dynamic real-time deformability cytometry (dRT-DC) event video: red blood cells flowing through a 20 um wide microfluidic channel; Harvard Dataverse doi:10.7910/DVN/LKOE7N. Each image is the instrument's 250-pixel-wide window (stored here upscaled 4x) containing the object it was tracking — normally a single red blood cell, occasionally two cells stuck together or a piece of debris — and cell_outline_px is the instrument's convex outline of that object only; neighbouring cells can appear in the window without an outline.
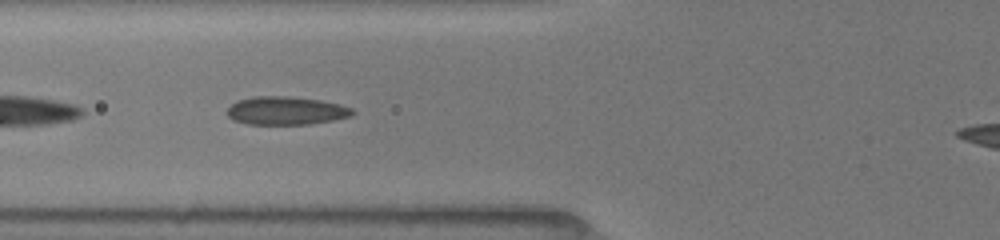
{"species": "common noctule bat (a hibernating species)", "species_latin": "Nyctalus noctula", "temperature_condition": "room temperature", "stored_images_in_passage": 11, "camera_frame_rate_fps": 3000, "um_per_image_px": 0.085, "animal": {"sex": "female", "body_mass_g": 19.5, "forearm_length_mm": 54.1}, "frame": {"image": 1, "passage_image": 4, "time_ms": 2.667, "image_size_px": [1000, 240], "cell_outline_px": [[356, 112], [352, 116], [332, 120], [308, 124], [248, 124], [232, 120], [224, 112], [236, 100], [252, 96], [288, 96], [320, 100], [340, 104], [352, 108]], "centroid_in_image_um": [24.28, 9.4], "position_along_channel_um": 101.5, "area_um2": 20.81}}
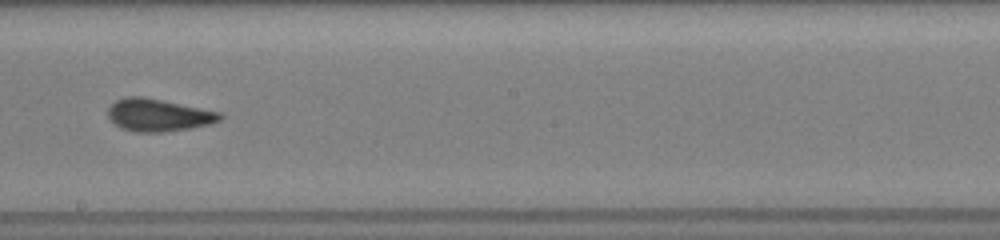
{"frame": {"image": 2, "passage_image": 7, "time_ms": 6.0, "image_size_px": [1000, 240], "cell_outline_px": [[224, 116], [220, 120], [208, 124], [192, 128], [160, 132], [136, 132], [120, 128], [108, 116], [108, 108], [116, 100], [128, 96], [144, 96], [220, 112]], "centroid_in_image_um": [13.46, 9.78], "position_along_channel_um": 234.7, "area_um2": 21.1}}
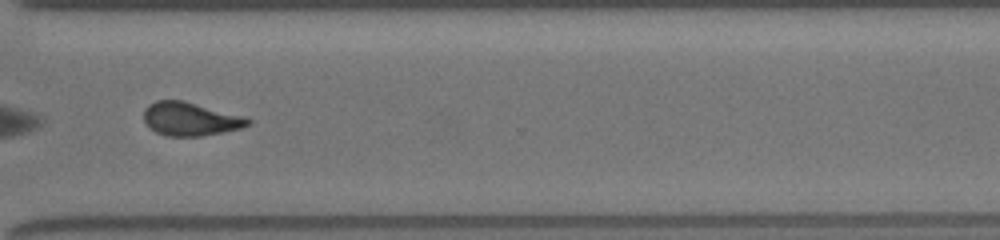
{"frame": {"image": 3, "passage_image": 10, "time_ms": 9.0, "image_size_px": [1000, 240], "cell_outline_px": [[252, 124], [240, 128], [200, 136], [168, 136], [156, 132], [144, 120], [144, 108], [148, 104], [156, 100], [184, 100], [244, 116], [252, 120]], "centroid_in_image_um": [16.18, 10.09], "position_along_channel_um": 354.4, "area_um2": 20.23}, "authors_computed_cell_mechanics": {"area_um2": 21.0392, "velocity_mm_per_s": 4.003, "shape_relaxation_time_tau1_ms": 4.5505, "shape_relaxation_time_tau2_ms": 1.461, "deformation_change_tau1": 0.1249, "deformation_change_tau2": 0.0517}}